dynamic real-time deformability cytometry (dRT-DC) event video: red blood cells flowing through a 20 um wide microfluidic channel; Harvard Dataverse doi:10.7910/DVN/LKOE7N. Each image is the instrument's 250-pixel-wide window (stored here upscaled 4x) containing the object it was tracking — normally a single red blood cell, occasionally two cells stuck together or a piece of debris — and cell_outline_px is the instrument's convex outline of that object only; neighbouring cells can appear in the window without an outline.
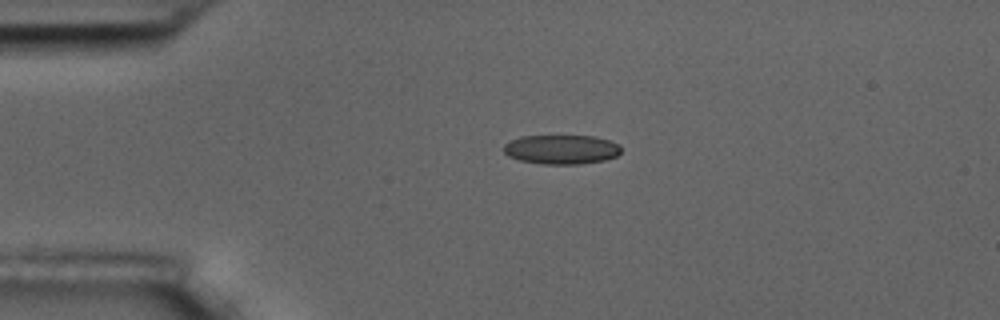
{"species": "common noctule bat (a hibernating species)", "species_latin": "Nyctalus noctula", "temperature_condition": "room temperature", "stored_images_in_passage": 45, "camera_frame_rate_fps": 3000, "um_per_image_px": 0.085, "animal": {"sex": "male", "body_mass_g": 17.5, "forearm_length_mm": 52.3}, "frame": {"image": 1, "passage_image": 1, "time_ms": 0.0, "image_size_px": [1000, 320], "cell_outline_px": [[620, 152], [616, 156], [604, 160], [580, 164], [544, 164], [520, 160], [508, 156], [504, 152], [504, 144], [520, 136], [596, 136], [620, 144]], "centroid_in_image_um": [47.73, 12.7], "position_along_channel_um": 37.3, "area_um2": 20.0}}
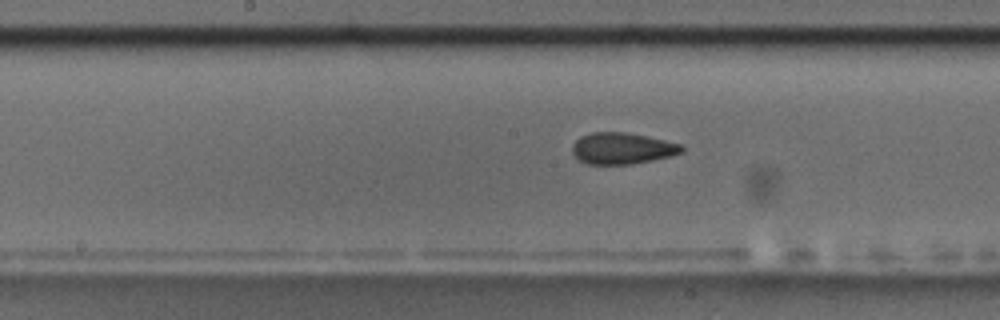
{"frame": {"image": 2, "passage_image": 17, "time_ms": 5.333, "image_size_px": [1000, 320], "cell_outline_px": [[684, 152], [672, 156], [632, 164], [584, 164], [572, 152], [572, 144], [580, 136], [592, 132], [624, 132], [664, 140], [680, 144], [684, 148]], "centroid_in_image_um": [52.87, 12.62], "position_along_channel_um": 195.3, "area_um2": 20.0}}
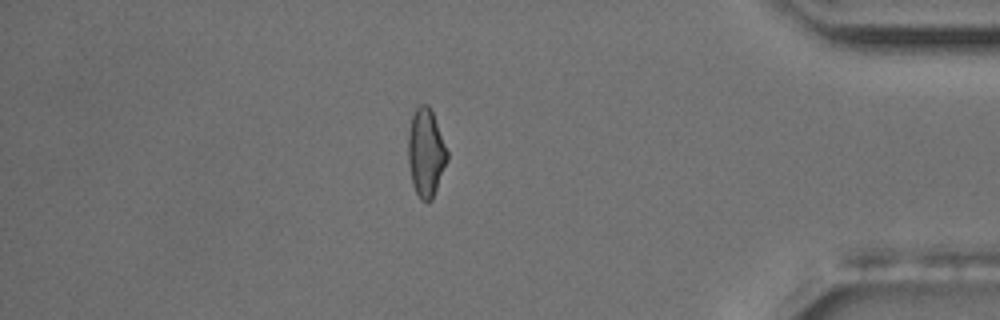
{"frame": {"image": 3, "passage_image": 37, "time_ms": 12.0, "image_size_px": [1000, 320], "cell_outline_px": [[448, 160], [432, 200], [428, 204], [420, 200], [412, 184], [408, 164], [408, 132], [412, 116], [416, 108], [420, 104], [428, 104], [432, 112], [448, 152]], "centroid_in_image_um": [36.19, 13.02], "position_along_channel_um": 399.0, "area_um2": 20.17}, "authors_computed_cell_mechanics": {"area_um2": 20.1722, "velocity_mm_per_s": 3.5822, "shape_relaxation_time_tau1_ms": null, "shape_relaxation_time_tau2_ms": 2.3251, "deformation_change_tau1": null, "deformation_change_tau2": 0.0858}}